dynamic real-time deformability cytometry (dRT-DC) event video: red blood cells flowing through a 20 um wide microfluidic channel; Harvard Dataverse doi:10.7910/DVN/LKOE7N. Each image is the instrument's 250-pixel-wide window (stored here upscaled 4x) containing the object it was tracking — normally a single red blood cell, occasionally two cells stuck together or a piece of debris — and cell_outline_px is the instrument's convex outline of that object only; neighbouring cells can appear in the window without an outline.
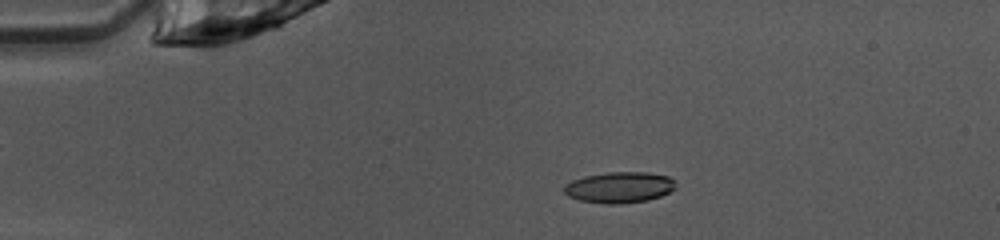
{"species": "common noctule bat (a hibernating species)", "species_latin": "Nyctalus noctula", "temperature_condition": "warm", "stored_images_in_passage": 41, "camera_frame_rate_fps": 3000, "um_per_image_px": 0.085, "animal": {"sex": "female", "body_mass_g": 10.0, "forearm_length_mm": 53.1}, "frame": {"image": 1, "passage_image": 2, "time_ms": 0.333, "image_size_px": [1000, 240], "cell_outline_px": [[676, 188], [660, 196], [648, 200], [620, 204], [604, 204], [580, 200], [568, 196], [564, 192], [564, 184], [572, 180], [584, 176], [608, 172], [648, 172], [668, 176], [672, 180]], "centroid_in_image_um": [52.62, 15.92], "position_along_channel_um": 32.4, "area_um2": 20.17}}
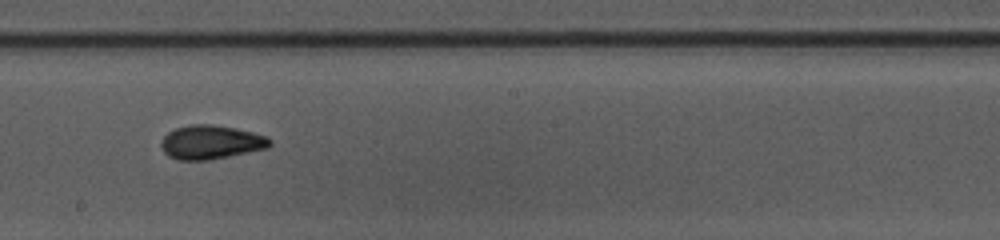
{"frame": {"image": 2, "passage_image": 20, "time_ms": 6.333, "image_size_px": [1000, 240], "cell_outline_px": [[272, 144], [268, 148], [208, 160], [176, 160], [168, 156], [164, 152], [160, 144], [160, 140], [168, 132], [176, 128], [192, 124], [212, 124], [236, 128], [268, 136], [272, 140]], "centroid_in_image_um": [17.93, 12.08], "position_along_channel_um": 230.3, "area_um2": 21.62}}
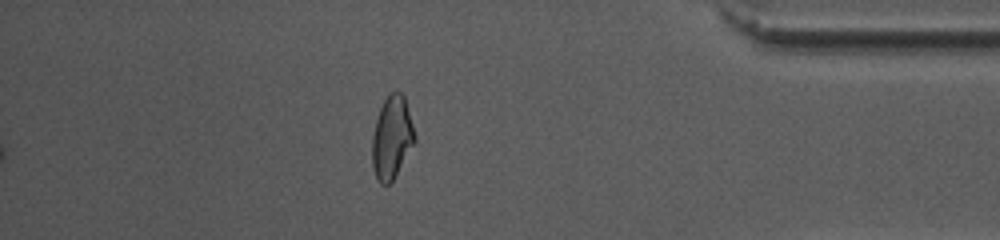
{"frame": {"image": 3, "passage_image": 35, "time_ms": 11.333, "image_size_px": [1000, 240], "cell_outline_px": [[416, 140], [392, 180], [388, 184], [380, 184], [376, 180], [372, 164], [372, 136], [376, 120], [380, 108], [388, 92], [400, 92], [404, 96], [416, 136]], "centroid_in_image_um": [33.29, 11.68], "position_along_channel_um": 401.9, "area_um2": 20.35}, "authors_computed_cell_mechanics": {"area_um2": 20.7502, "velocity_mm_per_s": 4.0597, "shape_relaxation_time_tau1_ms": 3.5025, "shape_relaxation_time_tau2_ms": 2.3369, "deformation_change_tau1": 0.1388, "deformation_change_tau2": 0.0611}}